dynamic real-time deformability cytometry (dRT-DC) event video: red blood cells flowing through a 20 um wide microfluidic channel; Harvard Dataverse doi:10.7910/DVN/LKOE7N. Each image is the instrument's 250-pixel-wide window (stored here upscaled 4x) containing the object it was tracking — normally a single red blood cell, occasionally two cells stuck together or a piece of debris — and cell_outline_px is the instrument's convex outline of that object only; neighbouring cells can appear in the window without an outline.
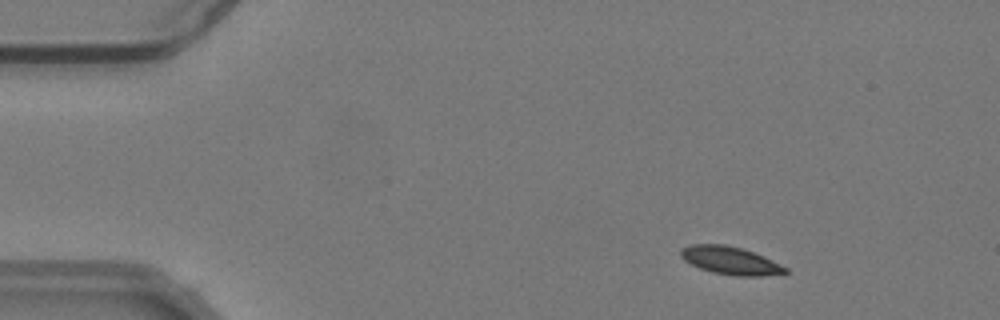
{"species": "common noctule bat (a hibernating species)", "species_latin": "Nyctalus noctula", "temperature_condition": "warm", "stored_images_in_passage": 54, "camera_frame_rate_fps": 3000, "um_per_image_px": 0.085, "animal": {"sex": "male", "body_mass_g": 19.2, "forearm_length_mm": 51.8}, "frame": {"image": 1, "passage_image": 6, "time_ms": 1.667, "image_size_px": [1000, 320], "cell_outline_px": [[788, 272], [760, 276], [736, 276], [712, 272], [700, 268], [684, 260], [680, 256], [680, 248], [692, 244], [724, 244], [740, 248], [764, 256], [788, 268]], "centroid_in_image_um": [62.06, 22.14], "position_along_channel_um": 22.9, "area_um2": 16.88}}
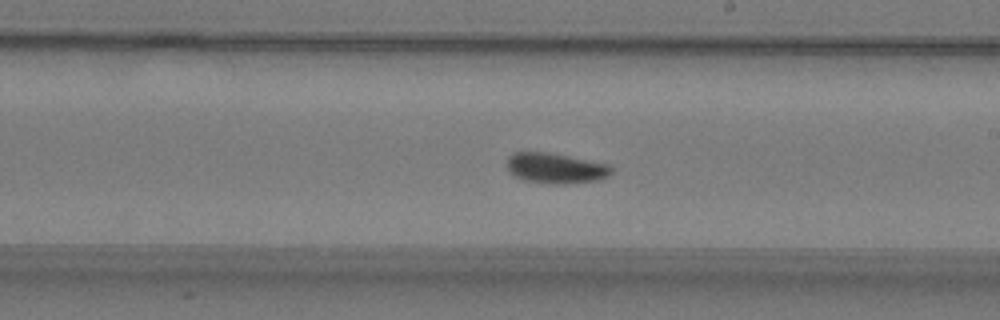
{"frame": {"image": 2, "passage_image": 30, "time_ms": 9.667, "image_size_px": [1000, 320], "cell_outline_px": [[612, 172], [608, 176], [600, 180], [564, 184], [552, 184], [524, 180], [516, 176], [508, 168], [508, 156], [512, 152], [548, 152], [612, 164]], "centroid_in_image_um": [47.29, 14.29], "position_along_channel_um": 241.7, "area_um2": 18.61}}
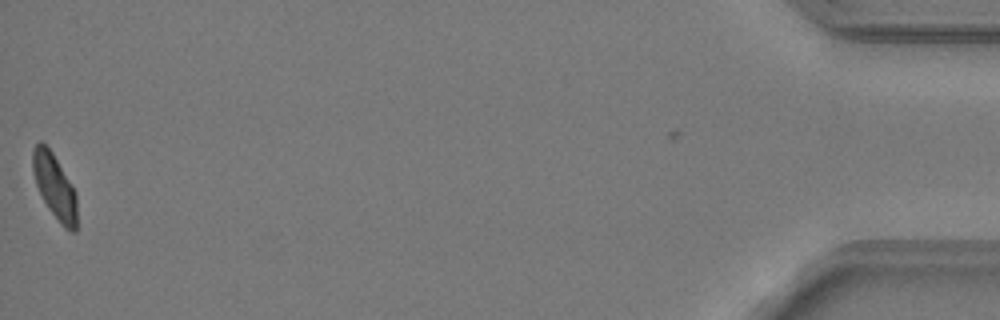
{"frame": {"image": 3, "passage_image": 53, "time_ms": 17.333, "image_size_px": [1000, 320], "cell_outline_px": [[76, 232], [72, 232], [64, 228], [60, 224], [48, 208], [36, 184], [32, 172], [32, 148], [40, 140], [52, 152], [76, 192]], "centroid_in_image_um": [4.63, 15.85], "position_along_channel_um": 430.6, "area_um2": 16.59}, "authors_computed_cell_mechanics": {"area_um2": 17.5712, "velocity_mm_per_s": 3.7747, "shape_relaxation_time_tau1_ms": 7.226, "shape_relaxation_time_tau2_ms": 2.7787, "deformation_change_tau1": 0.1619, "deformation_change_tau2": 0.0679}}